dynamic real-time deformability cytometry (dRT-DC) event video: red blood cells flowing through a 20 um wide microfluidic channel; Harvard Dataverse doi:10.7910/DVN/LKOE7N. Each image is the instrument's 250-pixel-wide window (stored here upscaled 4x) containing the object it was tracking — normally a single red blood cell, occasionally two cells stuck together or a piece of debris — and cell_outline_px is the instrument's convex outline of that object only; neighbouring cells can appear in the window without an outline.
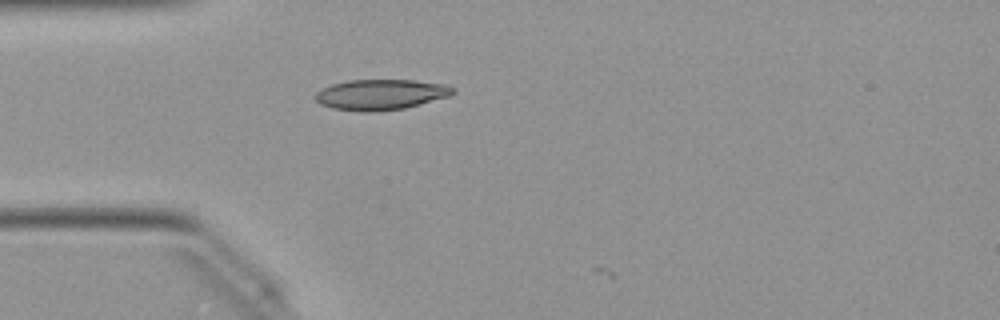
{"species": "Egyptian fruit bat (a non-hibernating species)", "species_latin": "Rousettus aegyptiacus", "temperature_condition": "warm", "stored_images_in_passage": 3, "camera_frame_rate_fps": 3000, "um_per_image_px": 0.085, "animal": {"sex": "female"}, "frame": {"image": 1, "passage_image": 2, "time_ms": 0.333, "image_size_px": [1000, 320], "cell_outline_px": [[456, 92], [448, 96], [404, 108], [380, 112], [360, 112], [332, 108], [320, 104], [316, 100], [316, 92], [320, 88], [332, 84], [348, 80], [412, 80], [444, 84], [452, 88]], "centroid_in_image_um": [32.31, 8.04], "position_along_channel_um": 52.7, "area_um2": 24.45}}